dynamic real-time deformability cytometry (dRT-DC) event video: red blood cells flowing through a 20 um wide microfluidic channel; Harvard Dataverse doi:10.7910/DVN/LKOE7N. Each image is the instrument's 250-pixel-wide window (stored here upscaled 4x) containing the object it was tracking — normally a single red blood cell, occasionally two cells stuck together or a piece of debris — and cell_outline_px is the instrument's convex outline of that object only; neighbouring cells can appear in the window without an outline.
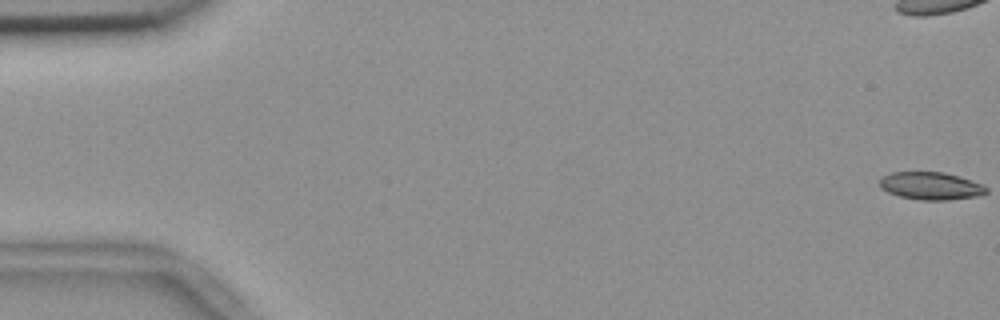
{"species": "common noctule bat (a hibernating species)", "species_latin": "Nyctalus noctula", "temperature_condition": "room temperature", "stored_images_in_passage": 57, "camera_frame_rate_fps": 3000, "um_per_image_px": 0.085, "animal": {"sex": "female", "body_mass_g": 18.4}, "frame": {"image": 1, "passage_image": 1, "time_ms": 0.0, "image_size_px": [1000, 320], "cell_outline_px": [[984, 192], [964, 196], [908, 196], [892, 192], [888, 188], [904, 172], [932, 172], [952, 176], [964, 180], [972, 184]], "centroid_in_image_um": [79.23, 15.75], "position_along_channel_um": 5.8, "area_um2": 12.25}}
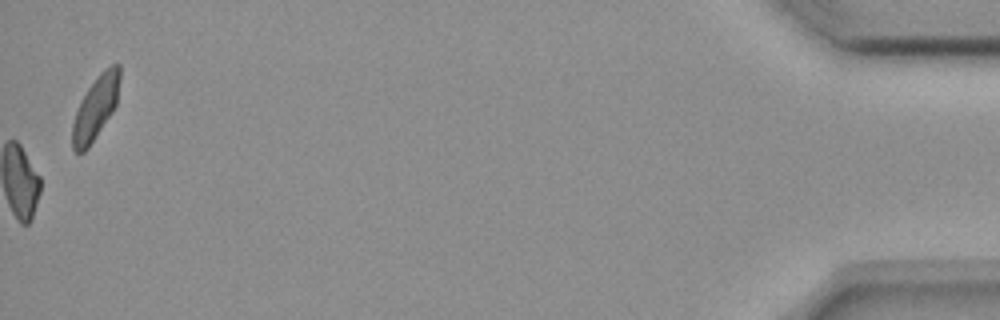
{"frame": {"image": 2, "passage_image": 57, "time_ms": 18.667, "image_size_px": [1000, 320], "cell_outline_px": [[116, 100], [112, 108], [88, 144], [80, 152], [76, 152], [72, 140], [76, 116], [84, 100], [92, 88], [100, 80], [116, 68]], "centroid_in_image_um": [8.03, 9.41], "position_along_channel_um": 427.2, "area_um2": 13.24}}